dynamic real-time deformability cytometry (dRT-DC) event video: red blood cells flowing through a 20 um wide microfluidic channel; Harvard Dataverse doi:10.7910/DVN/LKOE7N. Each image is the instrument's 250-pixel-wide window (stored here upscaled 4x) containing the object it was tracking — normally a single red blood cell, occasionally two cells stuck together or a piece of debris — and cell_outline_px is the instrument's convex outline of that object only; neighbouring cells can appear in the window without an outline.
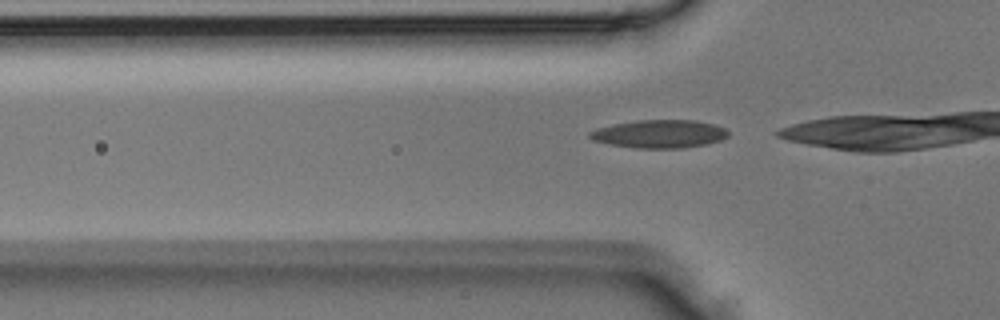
{"species": "Egyptian fruit bat (a non-hibernating species)", "species_latin": "Rousettus aegyptiacus", "temperature_condition": "room temperature", "stored_images_in_passage": 6, "camera_frame_rate_fps": 3000, "um_per_image_px": 0.085, "animal": {"sex": "male"}, "frame": {"image": 1, "passage_image": 4, "time_ms": 1.0, "image_size_px": [1000, 320], "cell_outline_px": [[728, 136], [720, 140], [704, 144], [684, 148], [636, 148], [608, 144], [592, 140], [588, 136], [588, 132], [596, 128], [636, 120], [692, 120], [712, 124], [724, 128], [728, 132]], "centroid_in_image_um": [56.0, 11.38], "position_along_channel_um": 69.8, "area_um2": 22.54}}